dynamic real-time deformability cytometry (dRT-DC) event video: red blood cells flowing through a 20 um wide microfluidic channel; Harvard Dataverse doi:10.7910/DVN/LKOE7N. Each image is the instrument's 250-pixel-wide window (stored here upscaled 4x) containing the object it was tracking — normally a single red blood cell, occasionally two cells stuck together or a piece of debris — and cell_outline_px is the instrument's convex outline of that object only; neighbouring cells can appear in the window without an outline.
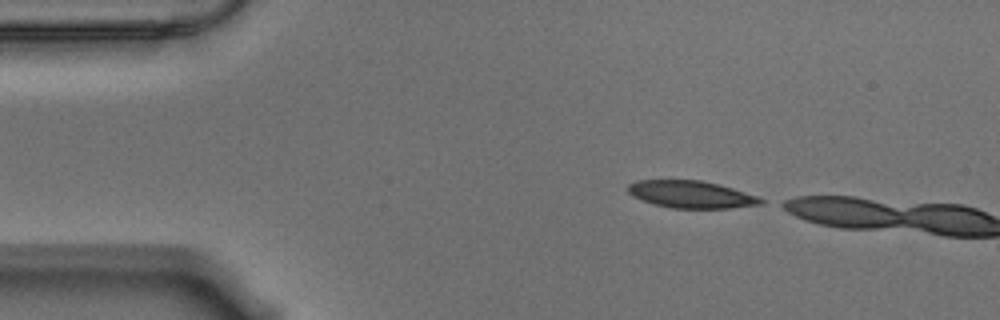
{"species": "Egyptian fruit bat (a non-hibernating species)", "species_latin": "Rousettus aegyptiacus", "temperature_condition": "warm", "stored_images_in_passage": 3, "camera_frame_rate_fps": 3000, "um_per_image_px": 0.085, "animal": {"sex": "male"}, "frame": {"image": 1, "passage_image": 1, "time_ms": 0.0, "image_size_px": [1000, 320], "cell_outline_px": [[764, 204], [728, 208], [672, 208], [652, 204], [632, 196], [628, 192], [628, 184], [636, 180], [700, 180], [732, 188], [756, 196], [764, 200]], "centroid_in_image_um": [58.7, 16.53], "position_along_channel_um": 26.3, "area_um2": 20.98}}